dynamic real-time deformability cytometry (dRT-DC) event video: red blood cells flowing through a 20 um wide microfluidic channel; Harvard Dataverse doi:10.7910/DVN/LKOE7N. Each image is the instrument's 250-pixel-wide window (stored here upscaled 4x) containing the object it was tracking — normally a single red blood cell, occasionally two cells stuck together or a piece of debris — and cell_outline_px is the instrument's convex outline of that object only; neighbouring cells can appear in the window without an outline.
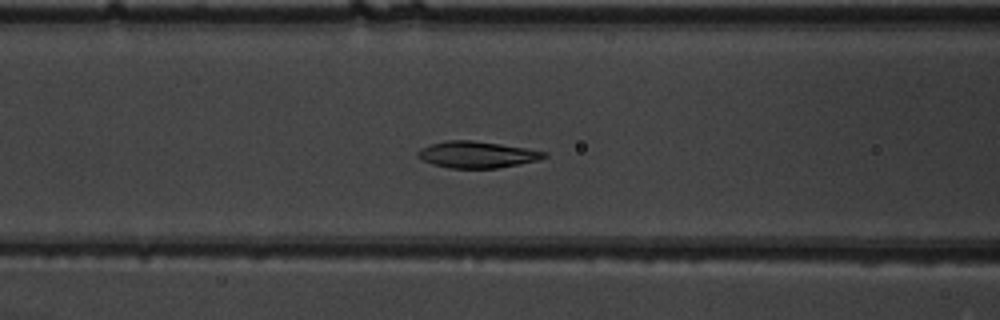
{"species": "common noctule bat (a hibernating species)", "species_latin": "Nyctalus noctula", "temperature_condition": "warm", "stored_images_in_passage": 54, "camera_frame_rate_fps": 3000, "um_per_image_px": 0.085, "animal": {"sex": "male", "body_mass_g": 19.5, "forearm_length_mm": 54.6}, "frame": {"image": 1, "passage_image": 23, "time_ms": 7.333, "image_size_px": [1000, 320], "cell_outline_px": [[548, 156], [536, 160], [520, 164], [496, 168], [448, 168], [432, 164], [416, 156], [416, 152], [420, 148], [444, 140], [472, 140], [528, 148], [548, 152]], "centroid_in_image_um": [40.54, 13.13], "position_along_channel_um": 126.1, "area_um2": 19.59}}
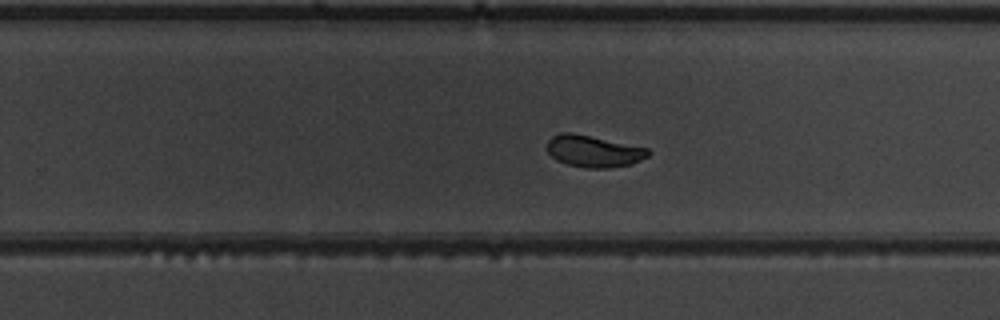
{"frame": {"image": 2, "passage_image": 35, "time_ms": 11.333, "image_size_px": [1000, 320], "cell_outline_px": [[652, 152], [648, 156], [632, 164], [608, 168], [584, 168], [568, 164], [556, 160], [548, 152], [548, 140], [552, 136], [560, 132], [572, 132], [648, 148]], "centroid_in_image_um": [50.46, 12.85], "position_along_channel_um": 279.3, "area_um2": 18.73}}
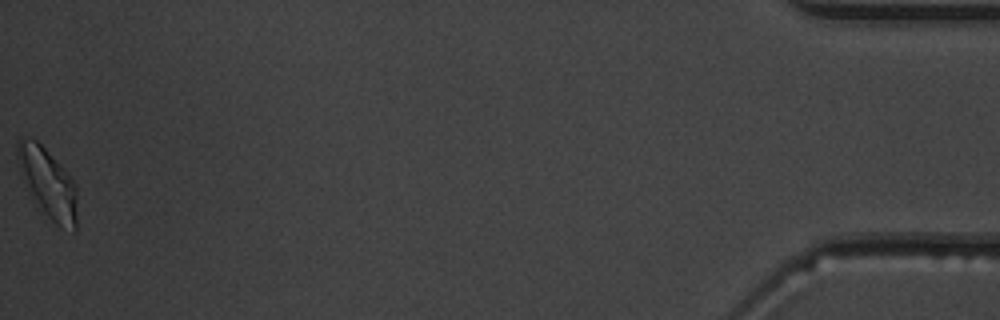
{"frame": {"image": 3, "passage_image": 54, "time_ms": 17.667, "image_size_px": [1000, 320], "cell_outline_px": [[76, 232], [72, 232], [60, 228], [36, 208], [28, 192], [16, 156], [16, 140], [20, 136], [24, 136], [36, 140], [72, 176], [76, 184]], "centroid_in_image_um": [4.06, 15.6], "position_along_channel_um": 431.1, "area_um2": 24.91}, "authors_computed_cell_mechanics": {"area_um2": 19.6231, "velocity_mm_per_s": 3.8405, "shape_relaxation_time_tau1_ms": 4.2219, "shape_relaxation_time_tau2_ms": null, "deformation_change_tau1": 0.2028, "deformation_change_tau2": null}}